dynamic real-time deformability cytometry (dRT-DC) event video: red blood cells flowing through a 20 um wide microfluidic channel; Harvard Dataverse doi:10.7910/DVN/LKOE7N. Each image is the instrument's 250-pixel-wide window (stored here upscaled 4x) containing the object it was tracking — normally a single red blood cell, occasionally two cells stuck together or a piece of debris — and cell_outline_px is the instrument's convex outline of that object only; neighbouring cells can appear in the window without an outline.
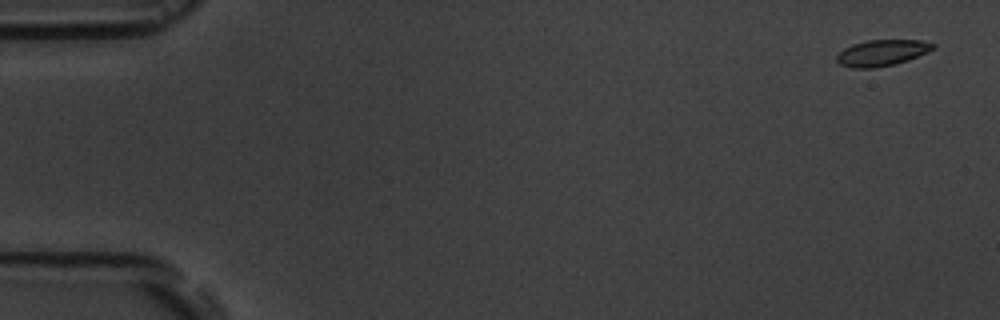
{"species": "common noctule bat (a hibernating species)", "species_latin": "Nyctalus noctula", "temperature_condition": "room temperature", "stored_images_in_passage": 7, "camera_frame_rate_fps": 3000, "um_per_image_px": 0.085, "animal": {"sex": "male", "body_mass_g": 19.5, "forearm_length_mm": 54.6}, "frame": {"image": 1, "passage_image": 1, "time_ms": 0.0, "image_size_px": [1000, 320], "cell_outline_px": [[936, 48], [928, 52], [908, 60], [892, 64], [872, 68], [852, 68], [840, 64], [836, 60], [836, 56], [844, 48], [852, 44], [868, 40], [920, 40], [936, 44]], "centroid_in_image_um": [74.97, 4.48], "position_along_channel_um": 10.0, "area_um2": 14.62}}
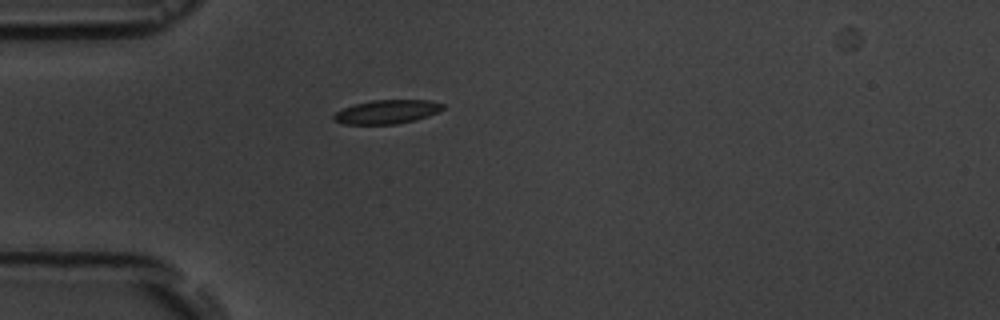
{"frame": {"image": 2, "passage_image": 5, "time_ms": 4.667, "image_size_px": [1000, 320], "cell_outline_px": [[444, 108], [428, 116], [416, 120], [396, 124], [344, 124], [332, 120], [332, 116], [336, 112], [344, 108], [356, 104], [372, 100], [432, 100], [444, 104]], "centroid_in_image_um": [32.89, 9.51], "position_along_channel_um": 52.1, "area_um2": 15.14}}
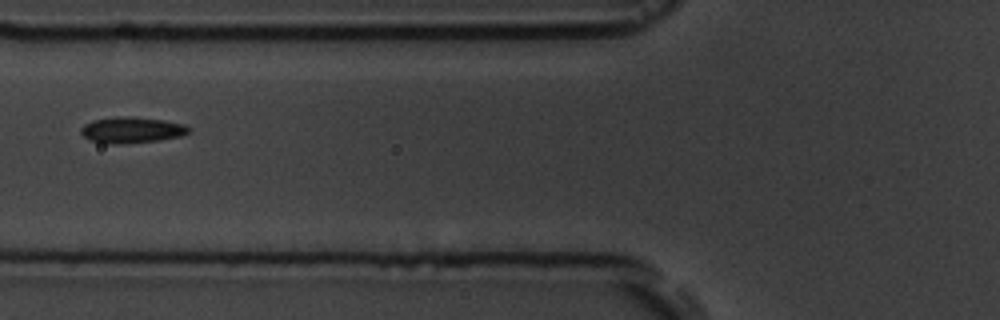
{"frame": {"image": 3, "passage_image": 7, "time_ms": 6.667, "image_size_px": [1000, 320], "cell_outline_px": [[192, 128], [188, 132], [180, 136], [160, 140], [124, 144], [112, 144], [88, 140], [80, 132], [80, 128], [84, 124], [92, 120], [116, 116], [132, 116], [164, 120], [184, 124]], "centroid_in_image_um": [11.17, 11.04], "position_along_channel_um": 114.6, "area_um2": 16.59}}